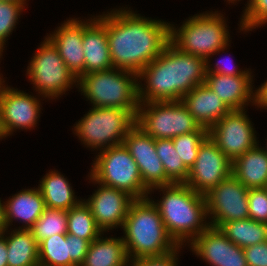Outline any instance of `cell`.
I'll return each instance as SVG.
<instances>
[{"label": "cell", "mask_w": 267, "mask_h": 266, "mask_svg": "<svg viewBox=\"0 0 267 266\" xmlns=\"http://www.w3.org/2000/svg\"><path fill=\"white\" fill-rule=\"evenodd\" d=\"M126 252L130 262L147 256H159L178 245L169 236L160 212L152 198L135 199L122 226Z\"/></svg>", "instance_id": "4"}, {"label": "cell", "mask_w": 267, "mask_h": 266, "mask_svg": "<svg viewBox=\"0 0 267 266\" xmlns=\"http://www.w3.org/2000/svg\"><path fill=\"white\" fill-rule=\"evenodd\" d=\"M98 154L88 177L124 191L134 199L149 197L151 193L143 184L139 167L124 144L103 149Z\"/></svg>", "instance_id": "8"}, {"label": "cell", "mask_w": 267, "mask_h": 266, "mask_svg": "<svg viewBox=\"0 0 267 266\" xmlns=\"http://www.w3.org/2000/svg\"><path fill=\"white\" fill-rule=\"evenodd\" d=\"M227 61H230L228 59H226ZM225 59H222V61H226ZM211 61H206V73H213V74H222V75H226V76H237V75H251L252 72L251 70H242V69H238L235 67L238 66H234V67H230L228 65H220L219 63H223L221 61L216 62L215 64V68L214 65L212 66V64H210ZM230 63V62H229ZM213 67V68H212Z\"/></svg>", "instance_id": "38"}, {"label": "cell", "mask_w": 267, "mask_h": 266, "mask_svg": "<svg viewBox=\"0 0 267 266\" xmlns=\"http://www.w3.org/2000/svg\"><path fill=\"white\" fill-rule=\"evenodd\" d=\"M156 153L160 158L166 177L172 183H185L189 169L185 166L174 148L172 139H156Z\"/></svg>", "instance_id": "30"}, {"label": "cell", "mask_w": 267, "mask_h": 266, "mask_svg": "<svg viewBox=\"0 0 267 266\" xmlns=\"http://www.w3.org/2000/svg\"><path fill=\"white\" fill-rule=\"evenodd\" d=\"M207 136L208 130L201 127L198 131L172 138L175 150L188 169H190L196 161L200 144Z\"/></svg>", "instance_id": "32"}, {"label": "cell", "mask_w": 267, "mask_h": 266, "mask_svg": "<svg viewBox=\"0 0 267 266\" xmlns=\"http://www.w3.org/2000/svg\"><path fill=\"white\" fill-rule=\"evenodd\" d=\"M98 189L85 201L90 208L95 219L97 227L104 233L109 230L116 229L118 226L122 228L131 203L135 200L132 196L124 191L109 187L89 177Z\"/></svg>", "instance_id": "16"}, {"label": "cell", "mask_w": 267, "mask_h": 266, "mask_svg": "<svg viewBox=\"0 0 267 266\" xmlns=\"http://www.w3.org/2000/svg\"><path fill=\"white\" fill-rule=\"evenodd\" d=\"M245 110H231L208 130V136L232 162L259 142Z\"/></svg>", "instance_id": "11"}, {"label": "cell", "mask_w": 267, "mask_h": 266, "mask_svg": "<svg viewBox=\"0 0 267 266\" xmlns=\"http://www.w3.org/2000/svg\"><path fill=\"white\" fill-rule=\"evenodd\" d=\"M205 77L206 60L169 41L162 53L138 74V82L144 80L146 84L138 83L139 102L181 101L194 87L204 84Z\"/></svg>", "instance_id": "2"}, {"label": "cell", "mask_w": 267, "mask_h": 266, "mask_svg": "<svg viewBox=\"0 0 267 266\" xmlns=\"http://www.w3.org/2000/svg\"><path fill=\"white\" fill-rule=\"evenodd\" d=\"M222 13L195 14L176 28L170 24V41L180 50L210 61L211 55L225 52L230 33Z\"/></svg>", "instance_id": "6"}, {"label": "cell", "mask_w": 267, "mask_h": 266, "mask_svg": "<svg viewBox=\"0 0 267 266\" xmlns=\"http://www.w3.org/2000/svg\"><path fill=\"white\" fill-rule=\"evenodd\" d=\"M136 125L156 139H172L201 127L182 101L140 103Z\"/></svg>", "instance_id": "10"}, {"label": "cell", "mask_w": 267, "mask_h": 266, "mask_svg": "<svg viewBox=\"0 0 267 266\" xmlns=\"http://www.w3.org/2000/svg\"><path fill=\"white\" fill-rule=\"evenodd\" d=\"M83 21L84 74L113 68L106 27L96 18Z\"/></svg>", "instance_id": "20"}, {"label": "cell", "mask_w": 267, "mask_h": 266, "mask_svg": "<svg viewBox=\"0 0 267 266\" xmlns=\"http://www.w3.org/2000/svg\"><path fill=\"white\" fill-rule=\"evenodd\" d=\"M248 192L249 189L231 175L206 193L209 225L218 228L222 223L248 219Z\"/></svg>", "instance_id": "12"}, {"label": "cell", "mask_w": 267, "mask_h": 266, "mask_svg": "<svg viewBox=\"0 0 267 266\" xmlns=\"http://www.w3.org/2000/svg\"><path fill=\"white\" fill-rule=\"evenodd\" d=\"M3 138H5V137H4V135H3V132H2V130H1V126H0V140H2Z\"/></svg>", "instance_id": "43"}, {"label": "cell", "mask_w": 267, "mask_h": 266, "mask_svg": "<svg viewBox=\"0 0 267 266\" xmlns=\"http://www.w3.org/2000/svg\"><path fill=\"white\" fill-rule=\"evenodd\" d=\"M26 4V1H0V55Z\"/></svg>", "instance_id": "33"}, {"label": "cell", "mask_w": 267, "mask_h": 266, "mask_svg": "<svg viewBox=\"0 0 267 266\" xmlns=\"http://www.w3.org/2000/svg\"><path fill=\"white\" fill-rule=\"evenodd\" d=\"M155 189H161L159 191L164 195L160 201H152L160 212L167 233L178 246L189 244L210 226L209 220H205L208 217L205 195L195 192L186 183L159 186L150 192Z\"/></svg>", "instance_id": "3"}, {"label": "cell", "mask_w": 267, "mask_h": 266, "mask_svg": "<svg viewBox=\"0 0 267 266\" xmlns=\"http://www.w3.org/2000/svg\"><path fill=\"white\" fill-rule=\"evenodd\" d=\"M136 125V117L125 109L93 107L73 129L87 147L103 150L123 144L127 133Z\"/></svg>", "instance_id": "7"}, {"label": "cell", "mask_w": 267, "mask_h": 266, "mask_svg": "<svg viewBox=\"0 0 267 266\" xmlns=\"http://www.w3.org/2000/svg\"><path fill=\"white\" fill-rule=\"evenodd\" d=\"M78 19L69 18L46 36L77 79L84 75L83 21Z\"/></svg>", "instance_id": "19"}, {"label": "cell", "mask_w": 267, "mask_h": 266, "mask_svg": "<svg viewBox=\"0 0 267 266\" xmlns=\"http://www.w3.org/2000/svg\"><path fill=\"white\" fill-rule=\"evenodd\" d=\"M0 199V234H3L6 229V220H5V203H1Z\"/></svg>", "instance_id": "41"}, {"label": "cell", "mask_w": 267, "mask_h": 266, "mask_svg": "<svg viewBox=\"0 0 267 266\" xmlns=\"http://www.w3.org/2000/svg\"><path fill=\"white\" fill-rule=\"evenodd\" d=\"M178 246L175 250L159 256H147L138 258L131 262V266H178V255L180 249Z\"/></svg>", "instance_id": "36"}, {"label": "cell", "mask_w": 267, "mask_h": 266, "mask_svg": "<svg viewBox=\"0 0 267 266\" xmlns=\"http://www.w3.org/2000/svg\"><path fill=\"white\" fill-rule=\"evenodd\" d=\"M240 0H238V2H239ZM227 2H229V4H230V2L232 3V4H234L235 2H237V0H227Z\"/></svg>", "instance_id": "44"}, {"label": "cell", "mask_w": 267, "mask_h": 266, "mask_svg": "<svg viewBox=\"0 0 267 266\" xmlns=\"http://www.w3.org/2000/svg\"><path fill=\"white\" fill-rule=\"evenodd\" d=\"M38 188L48 208L70 210L83 200L77 199L67 178L56 170L46 173Z\"/></svg>", "instance_id": "26"}, {"label": "cell", "mask_w": 267, "mask_h": 266, "mask_svg": "<svg viewBox=\"0 0 267 266\" xmlns=\"http://www.w3.org/2000/svg\"><path fill=\"white\" fill-rule=\"evenodd\" d=\"M6 232V233H5ZM4 234L7 243V266H39L38 242L30 229H15Z\"/></svg>", "instance_id": "27"}, {"label": "cell", "mask_w": 267, "mask_h": 266, "mask_svg": "<svg viewBox=\"0 0 267 266\" xmlns=\"http://www.w3.org/2000/svg\"><path fill=\"white\" fill-rule=\"evenodd\" d=\"M232 175V161L207 136L200 144L196 161L185 182L195 192L205 195Z\"/></svg>", "instance_id": "13"}, {"label": "cell", "mask_w": 267, "mask_h": 266, "mask_svg": "<svg viewBox=\"0 0 267 266\" xmlns=\"http://www.w3.org/2000/svg\"><path fill=\"white\" fill-rule=\"evenodd\" d=\"M67 219L68 210L46 207L30 230L39 244L55 234H67Z\"/></svg>", "instance_id": "31"}, {"label": "cell", "mask_w": 267, "mask_h": 266, "mask_svg": "<svg viewBox=\"0 0 267 266\" xmlns=\"http://www.w3.org/2000/svg\"><path fill=\"white\" fill-rule=\"evenodd\" d=\"M2 55H0V59H1ZM2 74H0V95H1V92H2V89L3 87L5 86V81L1 78Z\"/></svg>", "instance_id": "42"}, {"label": "cell", "mask_w": 267, "mask_h": 266, "mask_svg": "<svg viewBox=\"0 0 267 266\" xmlns=\"http://www.w3.org/2000/svg\"><path fill=\"white\" fill-rule=\"evenodd\" d=\"M245 6L240 18V31H252L267 23V0H248Z\"/></svg>", "instance_id": "34"}, {"label": "cell", "mask_w": 267, "mask_h": 266, "mask_svg": "<svg viewBox=\"0 0 267 266\" xmlns=\"http://www.w3.org/2000/svg\"><path fill=\"white\" fill-rule=\"evenodd\" d=\"M90 242L71 234H55L38 244L40 266H81Z\"/></svg>", "instance_id": "18"}, {"label": "cell", "mask_w": 267, "mask_h": 266, "mask_svg": "<svg viewBox=\"0 0 267 266\" xmlns=\"http://www.w3.org/2000/svg\"><path fill=\"white\" fill-rule=\"evenodd\" d=\"M232 175L246 188L267 185V154L259 143L232 162Z\"/></svg>", "instance_id": "24"}, {"label": "cell", "mask_w": 267, "mask_h": 266, "mask_svg": "<svg viewBox=\"0 0 267 266\" xmlns=\"http://www.w3.org/2000/svg\"><path fill=\"white\" fill-rule=\"evenodd\" d=\"M26 72L34 85L33 88L42 98L53 100L72 89L73 85L78 86L76 84L78 79L66 66L57 48L47 37L34 53Z\"/></svg>", "instance_id": "9"}, {"label": "cell", "mask_w": 267, "mask_h": 266, "mask_svg": "<svg viewBox=\"0 0 267 266\" xmlns=\"http://www.w3.org/2000/svg\"><path fill=\"white\" fill-rule=\"evenodd\" d=\"M0 1H26V0H0Z\"/></svg>", "instance_id": "45"}, {"label": "cell", "mask_w": 267, "mask_h": 266, "mask_svg": "<svg viewBox=\"0 0 267 266\" xmlns=\"http://www.w3.org/2000/svg\"><path fill=\"white\" fill-rule=\"evenodd\" d=\"M4 203L7 228L13 220H20L25 224L18 227L19 229H30L46 208L39 188L21 190Z\"/></svg>", "instance_id": "23"}, {"label": "cell", "mask_w": 267, "mask_h": 266, "mask_svg": "<svg viewBox=\"0 0 267 266\" xmlns=\"http://www.w3.org/2000/svg\"><path fill=\"white\" fill-rule=\"evenodd\" d=\"M122 237H102L92 241L81 266H130Z\"/></svg>", "instance_id": "25"}, {"label": "cell", "mask_w": 267, "mask_h": 266, "mask_svg": "<svg viewBox=\"0 0 267 266\" xmlns=\"http://www.w3.org/2000/svg\"><path fill=\"white\" fill-rule=\"evenodd\" d=\"M253 75L226 76L206 73L205 84L215 92L231 110L254 105ZM252 100V101H251Z\"/></svg>", "instance_id": "21"}, {"label": "cell", "mask_w": 267, "mask_h": 266, "mask_svg": "<svg viewBox=\"0 0 267 266\" xmlns=\"http://www.w3.org/2000/svg\"><path fill=\"white\" fill-rule=\"evenodd\" d=\"M249 218L267 224V190L251 188L248 192Z\"/></svg>", "instance_id": "35"}, {"label": "cell", "mask_w": 267, "mask_h": 266, "mask_svg": "<svg viewBox=\"0 0 267 266\" xmlns=\"http://www.w3.org/2000/svg\"><path fill=\"white\" fill-rule=\"evenodd\" d=\"M6 86L0 95V126L4 137L17 129H34L40 117V100L23 90Z\"/></svg>", "instance_id": "14"}, {"label": "cell", "mask_w": 267, "mask_h": 266, "mask_svg": "<svg viewBox=\"0 0 267 266\" xmlns=\"http://www.w3.org/2000/svg\"><path fill=\"white\" fill-rule=\"evenodd\" d=\"M67 234H71L90 243L104 233L97 227L90 208L82 200L77 206L68 210Z\"/></svg>", "instance_id": "29"}, {"label": "cell", "mask_w": 267, "mask_h": 266, "mask_svg": "<svg viewBox=\"0 0 267 266\" xmlns=\"http://www.w3.org/2000/svg\"><path fill=\"white\" fill-rule=\"evenodd\" d=\"M138 83L135 72L111 68L82 75L77 88L92 107L121 108L136 117L140 105Z\"/></svg>", "instance_id": "5"}, {"label": "cell", "mask_w": 267, "mask_h": 266, "mask_svg": "<svg viewBox=\"0 0 267 266\" xmlns=\"http://www.w3.org/2000/svg\"><path fill=\"white\" fill-rule=\"evenodd\" d=\"M0 234V266H7V243H6V235Z\"/></svg>", "instance_id": "40"}, {"label": "cell", "mask_w": 267, "mask_h": 266, "mask_svg": "<svg viewBox=\"0 0 267 266\" xmlns=\"http://www.w3.org/2000/svg\"><path fill=\"white\" fill-rule=\"evenodd\" d=\"M123 144L139 167L144 186L150 191L172 182L166 177L163 164L156 153L155 139L135 125L124 138Z\"/></svg>", "instance_id": "15"}, {"label": "cell", "mask_w": 267, "mask_h": 266, "mask_svg": "<svg viewBox=\"0 0 267 266\" xmlns=\"http://www.w3.org/2000/svg\"><path fill=\"white\" fill-rule=\"evenodd\" d=\"M254 105L257 108L267 109V80L254 90Z\"/></svg>", "instance_id": "39"}, {"label": "cell", "mask_w": 267, "mask_h": 266, "mask_svg": "<svg viewBox=\"0 0 267 266\" xmlns=\"http://www.w3.org/2000/svg\"><path fill=\"white\" fill-rule=\"evenodd\" d=\"M267 140V139H266ZM266 145H267V142H266ZM266 148L263 147V149L266 151V154H267V146H265Z\"/></svg>", "instance_id": "46"}, {"label": "cell", "mask_w": 267, "mask_h": 266, "mask_svg": "<svg viewBox=\"0 0 267 266\" xmlns=\"http://www.w3.org/2000/svg\"><path fill=\"white\" fill-rule=\"evenodd\" d=\"M218 228L230 241L241 248L267 241V224L250 218L222 223Z\"/></svg>", "instance_id": "28"}, {"label": "cell", "mask_w": 267, "mask_h": 266, "mask_svg": "<svg viewBox=\"0 0 267 266\" xmlns=\"http://www.w3.org/2000/svg\"><path fill=\"white\" fill-rule=\"evenodd\" d=\"M189 246L197 257L211 266H247L243 248L230 241L217 227L209 226Z\"/></svg>", "instance_id": "17"}, {"label": "cell", "mask_w": 267, "mask_h": 266, "mask_svg": "<svg viewBox=\"0 0 267 266\" xmlns=\"http://www.w3.org/2000/svg\"><path fill=\"white\" fill-rule=\"evenodd\" d=\"M96 18L106 27L113 68L139 74L170 41V24L124 8Z\"/></svg>", "instance_id": "1"}, {"label": "cell", "mask_w": 267, "mask_h": 266, "mask_svg": "<svg viewBox=\"0 0 267 266\" xmlns=\"http://www.w3.org/2000/svg\"><path fill=\"white\" fill-rule=\"evenodd\" d=\"M247 266H267V241L243 248Z\"/></svg>", "instance_id": "37"}, {"label": "cell", "mask_w": 267, "mask_h": 266, "mask_svg": "<svg viewBox=\"0 0 267 266\" xmlns=\"http://www.w3.org/2000/svg\"><path fill=\"white\" fill-rule=\"evenodd\" d=\"M181 101L200 127L206 130L231 111L205 83L194 87Z\"/></svg>", "instance_id": "22"}]
</instances>
